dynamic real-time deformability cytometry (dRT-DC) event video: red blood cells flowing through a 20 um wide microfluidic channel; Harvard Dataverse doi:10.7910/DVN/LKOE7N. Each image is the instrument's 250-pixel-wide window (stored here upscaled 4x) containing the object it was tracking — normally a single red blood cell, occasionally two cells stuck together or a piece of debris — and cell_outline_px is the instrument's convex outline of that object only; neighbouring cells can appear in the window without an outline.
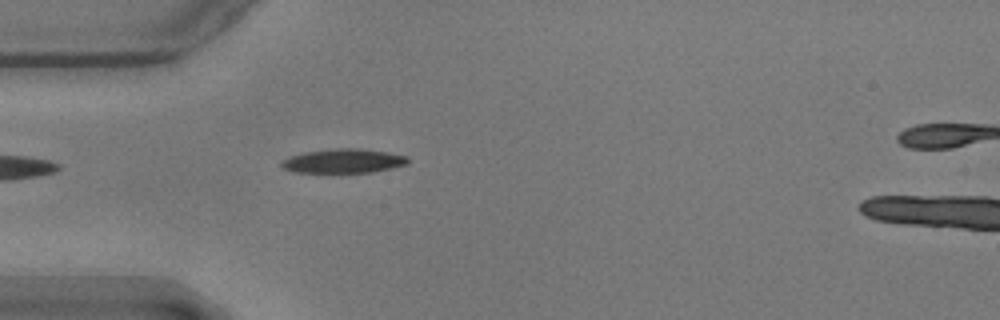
{"species": "common noctule bat (a hibernating species)", "species_latin": "Nyctalus noctula", "temperature_condition": "warm", "stored_images_in_passage": 18, "camera_frame_rate_fps": 3000, "um_per_image_px": 0.085, "animal": {"sex": "male", "body_mass_g": 17.9}, "frame": {"image": 1, "passage_image": 1, "time_ms": 0.0, "image_size_px": [1000, 320], "cell_outline_px": [[408, 164], [372, 172], [292, 172], [284, 168], [280, 164], [284, 160], [292, 156], [304, 152], [332, 148], [360, 148], [388, 152], [404, 156], [408, 160]], "centroid_in_image_um": [29.19, 13.67], "position_along_channel_um": 55.8, "area_um2": 17.57}}
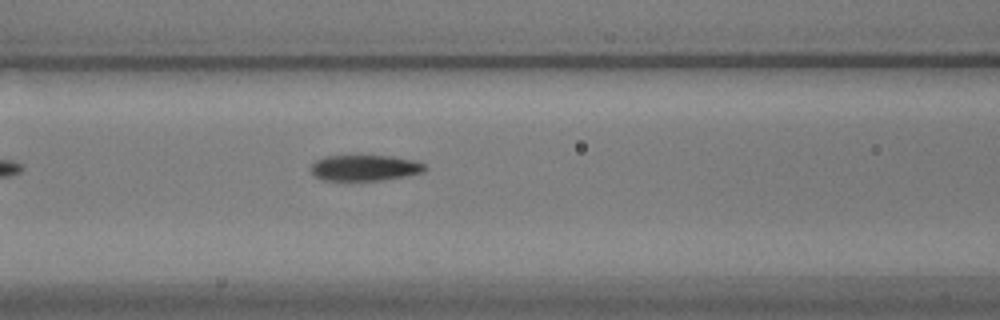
{"frame": {"image": 2, "passage_image": 8, "time_ms": 2.333, "image_size_px": [1000, 320], "cell_outline_px": [[428, 168], [424, 172], [404, 176], [376, 180], [324, 180], [316, 176], [312, 172], [312, 164], [316, 160], [324, 156], [392, 156], [412, 160], [424, 164]], "centroid_in_image_um": [31.02, 14.26], "position_along_channel_um": 135.6, "area_um2": 16.88}}
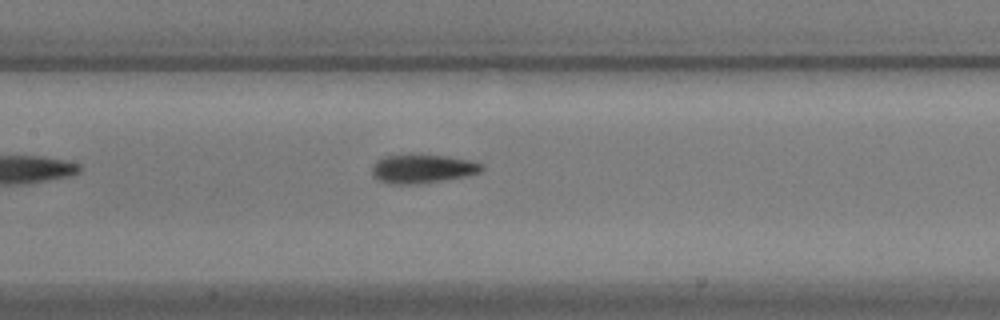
{"frame": {"image": 3, "passage_image": 11, "time_ms": 3.333, "image_size_px": [1000, 320], "cell_outline_px": [[484, 168], [480, 172], [464, 176], [444, 180], [416, 184], [388, 184], [376, 180], [372, 176], [372, 164], [376, 160], [384, 156], [408, 152], [412, 152], [448, 156], [468, 160], [484, 164]], "centroid_in_image_um": [35.83, 14.31], "position_along_channel_um": 171.6, "area_um2": 19.19}}